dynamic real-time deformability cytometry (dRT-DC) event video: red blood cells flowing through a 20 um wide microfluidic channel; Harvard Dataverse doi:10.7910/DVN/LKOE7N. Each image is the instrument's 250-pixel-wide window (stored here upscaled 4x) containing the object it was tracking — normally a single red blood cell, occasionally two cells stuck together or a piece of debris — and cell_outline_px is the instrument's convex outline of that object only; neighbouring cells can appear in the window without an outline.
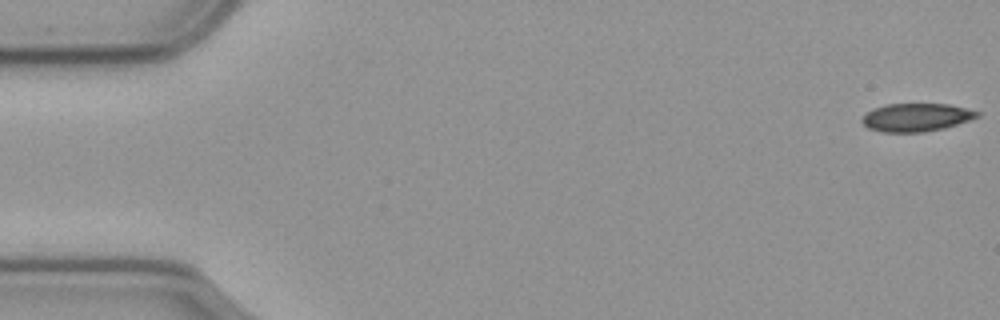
{"species": "common noctule bat (a hibernating species)", "species_latin": "Nyctalus noctula", "temperature_condition": "cold", "stored_images_in_passage": 58, "camera_frame_rate_fps": 3000, "um_per_image_px": 0.085, "animal": {"sex": "male", "body_mass_g": 23.1, "forearm_length_mm": 52.7}, "frame": {"image": 1, "passage_image": 1, "time_ms": 0.0, "image_size_px": [1000, 320], "cell_outline_px": [[980, 116], [944, 128], [924, 132], [884, 132], [868, 128], [860, 120], [872, 108], [888, 104], [948, 104], [980, 112]], "centroid_in_image_um": [77.86, 9.97], "position_along_channel_um": 7.1, "area_um2": 18.67}}
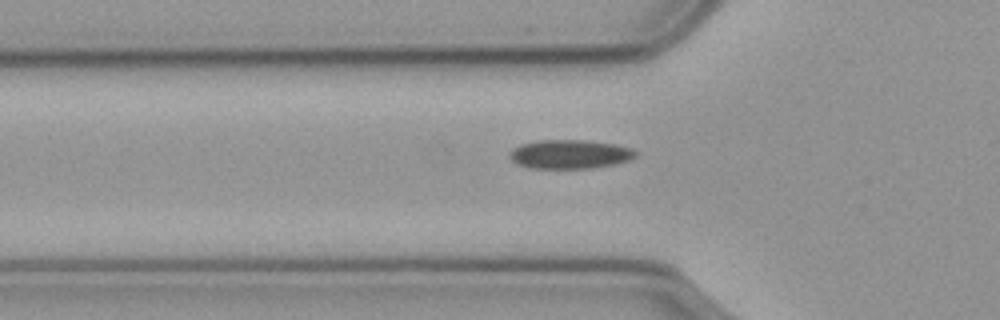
{"frame": {"image": 2, "passage_image": 19, "time_ms": 6.0, "image_size_px": [1000, 320], "cell_outline_px": [[636, 156], [628, 160], [612, 164], [592, 168], [528, 168], [516, 164], [512, 160], [512, 152], [516, 148], [524, 144], [540, 140], [584, 140], [616, 144], [628, 148], [636, 152]], "centroid_in_image_um": [48.45, 13.11], "position_along_channel_um": 77.3, "area_um2": 20.75}}
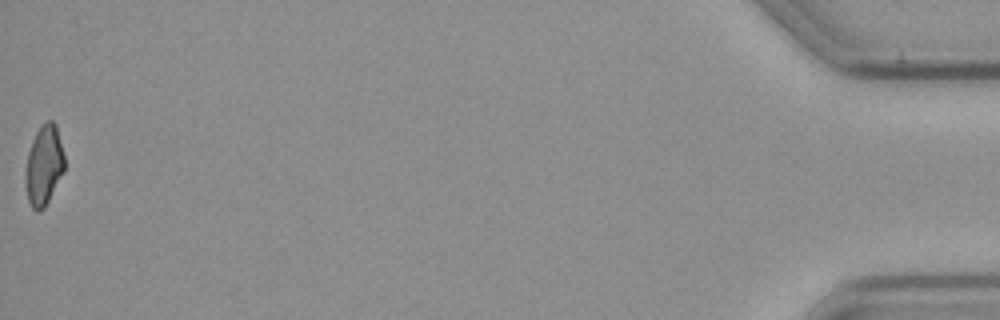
{"frame": {"image": 3, "passage_image": 58, "time_ms": 19.0, "image_size_px": [1000, 320], "cell_outline_px": [[64, 172], [44, 208], [36, 212], [32, 208], [28, 200], [24, 176], [28, 152], [32, 140], [36, 132], [48, 120], [52, 120], [56, 124], [64, 156]], "centroid_in_image_um": [3.72, 14.07], "position_along_channel_um": 431.5, "area_um2": 18.09}}